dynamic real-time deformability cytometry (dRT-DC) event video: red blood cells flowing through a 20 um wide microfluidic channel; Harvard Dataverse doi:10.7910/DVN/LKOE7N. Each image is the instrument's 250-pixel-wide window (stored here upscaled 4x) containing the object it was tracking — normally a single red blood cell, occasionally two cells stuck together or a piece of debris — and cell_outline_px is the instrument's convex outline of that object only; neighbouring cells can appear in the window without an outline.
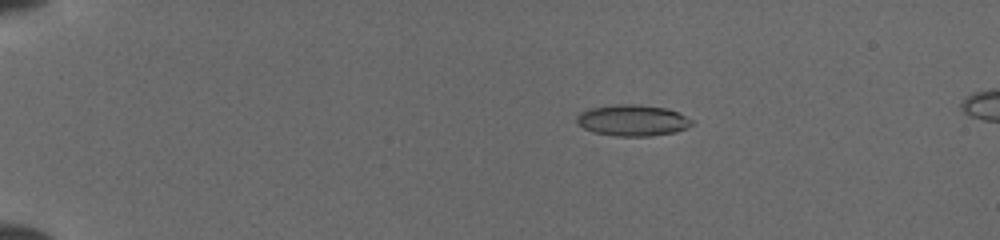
{"species": "common noctule bat (a hibernating species)", "species_latin": "Nyctalus noctula", "temperature_condition": "cold", "stored_images_in_passage": 41, "camera_frame_rate_fps": 3000, "um_per_image_px": 0.085, "animal": {"sex": "female", "body_mass_g": 19.5, "forearm_length_mm": 54.1}, "frame": {"image": 1, "passage_image": 6, "time_ms": 3.333, "image_size_px": [1000, 240], "cell_outline_px": [[692, 124], [676, 132], [652, 136], [616, 136], [592, 132], [584, 128], [576, 120], [576, 116], [580, 112], [592, 108], [616, 104], [640, 104], [668, 108], [692, 120]], "centroid_in_image_um": [53.75, 10.23], "position_along_channel_um": 31.2, "area_um2": 20.87}}
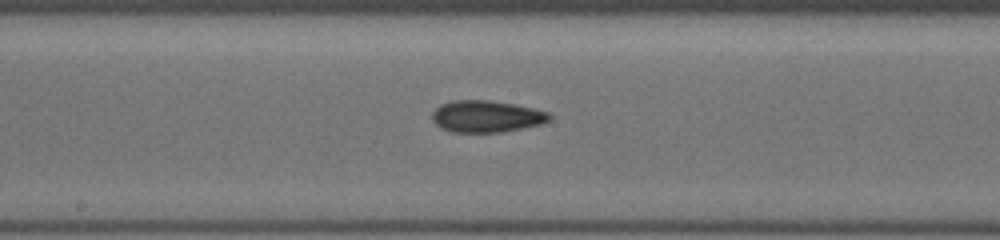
{"frame": {"image": 2, "passage_image": 24, "time_ms": 9.667, "image_size_px": [1000, 240], "cell_outline_px": [[552, 116], [544, 124], [504, 132], [452, 132], [440, 128], [432, 120], [432, 112], [440, 104], [452, 100], [492, 100], [516, 104], [548, 112]], "centroid_in_image_um": [41.35, 9.89], "position_along_channel_um": 206.9, "area_um2": 22.02}}
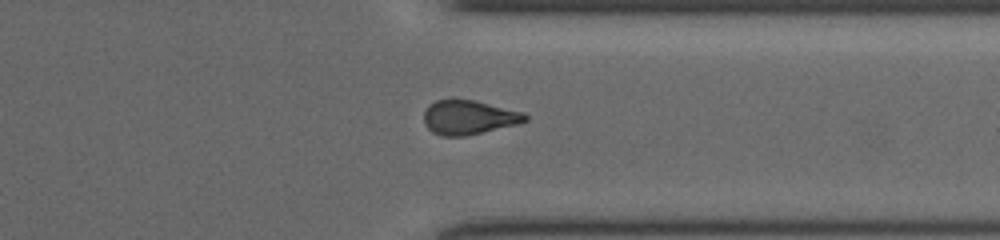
{"frame": {"image": 3, "passage_image": 35, "time_ms": 13.667, "image_size_px": [1000, 240], "cell_outline_px": [[528, 120], [520, 124], [464, 136], [440, 136], [432, 132], [424, 124], [424, 112], [428, 104], [436, 100], [452, 96], [476, 100], [524, 112], [528, 116]], "centroid_in_image_um": [39.83, 9.93], "position_along_channel_um": 371.6, "area_um2": 20.98}}